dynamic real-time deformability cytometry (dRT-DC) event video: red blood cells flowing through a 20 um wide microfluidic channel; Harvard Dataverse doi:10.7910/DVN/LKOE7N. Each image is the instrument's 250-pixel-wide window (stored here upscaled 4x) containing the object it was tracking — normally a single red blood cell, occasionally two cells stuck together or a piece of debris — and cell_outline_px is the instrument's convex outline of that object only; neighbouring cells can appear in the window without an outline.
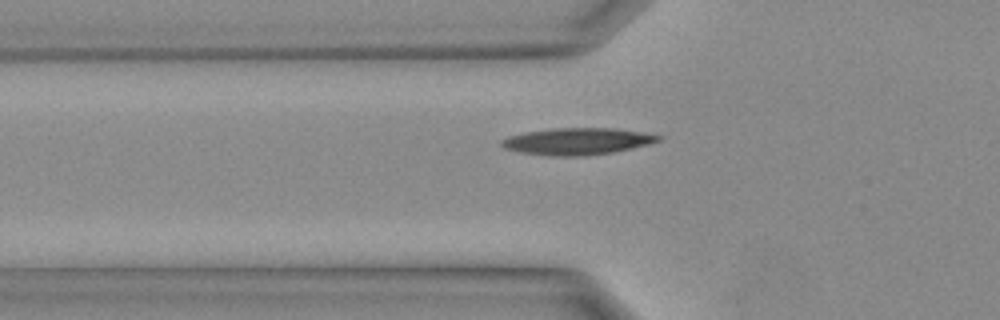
{"species": "Egyptian fruit bat (a non-hibernating species)", "species_latin": "Rousettus aegyptiacus", "temperature_condition": "warm", "stored_images_in_passage": 22, "camera_frame_rate_fps": 3000, "um_per_image_px": 0.085, "animal": {"sex": "female"}, "frame": {"image": 1, "passage_image": 2, "time_ms": 0.333, "image_size_px": [1000, 320], "cell_outline_px": [[660, 140], [648, 144], [632, 148], [612, 152], [584, 156], [548, 156], [520, 152], [504, 148], [500, 144], [500, 140], [508, 136], [524, 132], [556, 128], [612, 128], [660, 136]], "centroid_in_image_um": [48.97, 12.02], "position_along_channel_um": 76.8, "area_um2": 24.22}}
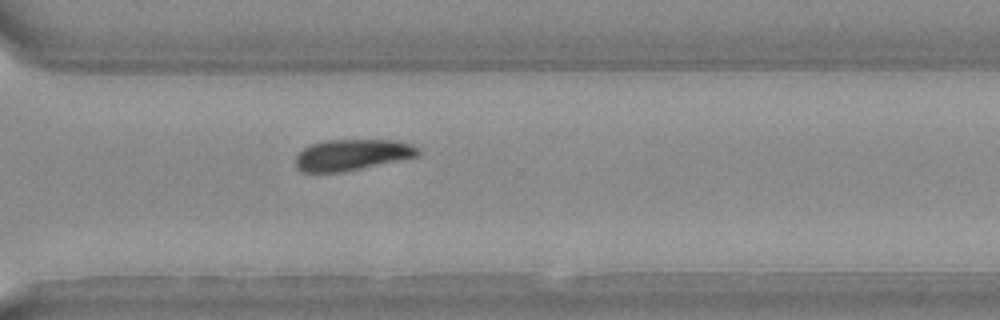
{"frame": {"image": 2, "passage_image": 15, "time_ms": 4.667, "image_size_px": [1000, 320], "cell_outline_px": [[420, 152], [416, 156], [400, 160], [336, 172], [300, 172], [296, 168], [296, 156], [304, 148], [312, 144], [328, 140], [392, 140], [412, 144]], "centroid_in_image_um": [29.88, 13.15], "position_along_channel_um": 340.7, "area_um2": 21.68}}
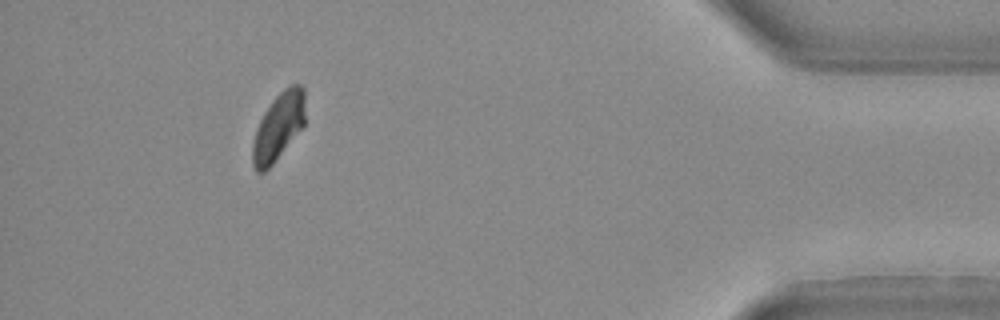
{"frame": {"image": 3, "passage_image": 21, "time_ms": 6.667, "image_size_px": [1000, 320], "cell_outline_px": [[304, 124], [272, 164], [264, 172], [256, 172], [252, 164], [252, 144], [256, 128], [264, 112], [276, 96], [288, 84], [300, 84], [304, 88]], "centroid_in_image_um": [23.64, 10.75], "position_along_channel_um": 411.6, "area_um2": 20.35}}